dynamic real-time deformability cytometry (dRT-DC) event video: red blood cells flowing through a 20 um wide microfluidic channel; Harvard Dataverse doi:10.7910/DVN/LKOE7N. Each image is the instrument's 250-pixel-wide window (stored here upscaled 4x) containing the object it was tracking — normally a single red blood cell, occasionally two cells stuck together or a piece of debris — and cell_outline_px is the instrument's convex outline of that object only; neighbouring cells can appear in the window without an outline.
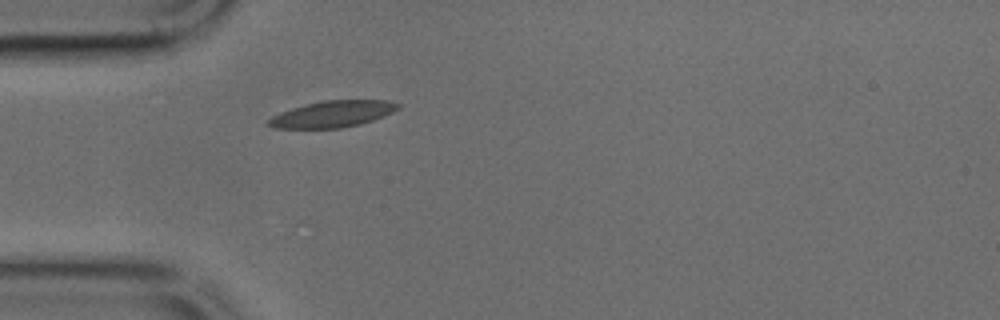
{"species": "common noctule bat (a hibernating species)", "species_latin": "Nyctalus noctula", "temperature_condition": "cold", "stored_images_in_passage": 15, "camera_frame_rate_fps": 3000, "um_per_image_px": 0.085, "animal": {"sex": "male", "body_mass_g": 17.9, "forearm_length_mm": 54.2}, "frame": {"image": 1, "passage_image": 1, "time_ms": 0.0, "image_size_px": [1000, 320], "cell_outline_px": [[400, 108], [384, 116], [360, 124], [340, 128], [272, 128], [268, 124], [268, 120], [272, 116], [280, 112], [292, 108], [324, 100], [388, 100], [400, 104]], "centroid_in_image_um": [28.28, 9.69], "position_along_channel_um": 56.7, "area_um2": 19.83}}